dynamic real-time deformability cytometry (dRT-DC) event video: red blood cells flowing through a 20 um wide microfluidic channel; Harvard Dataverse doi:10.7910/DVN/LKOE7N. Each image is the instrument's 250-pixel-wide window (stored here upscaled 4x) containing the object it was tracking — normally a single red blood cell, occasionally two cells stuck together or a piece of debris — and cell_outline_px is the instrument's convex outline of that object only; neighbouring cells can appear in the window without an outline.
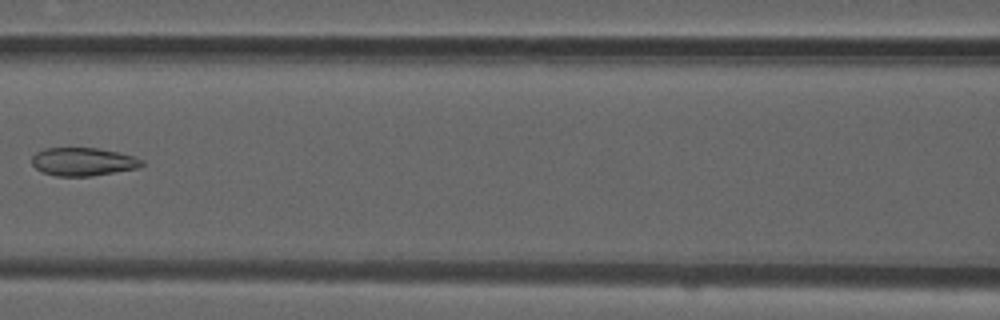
{"species": "common noctule bat (a hibernating species)", "species_latin": "Nyctalus noctula", "temperature_condition": "room temperature", "stored_images_in_passage": 6, "camera_frame_rate_fps": 3000, "um_per_image_px": 0.085, "animal": {"sex": "male", "forearm_length_mm": 52.5}, "frame": {"image": 1, "passage_image": 5, "time_ms": 1.333, "image_size_px": [1000, 320], "cell_outline_px": [[144, 164], [136, 168], [92, 176], [56, 176], [44, 172], [36, 168], [32, 164], [32, 156], [36, 152], [44, 148], [100, 148], [132, 156], [144, 160]], "centroid_in_image_um": [7.04, 13.74], "position_along_channel_um": 159.6, "area_um2": 17.92}}
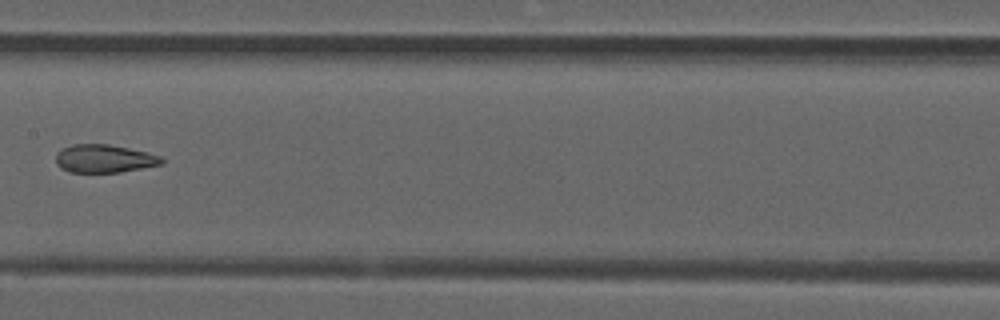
{"frame": {"image": 2, "passage_image": 6, "time_ms": 1.667, "image_size_px": [1000, 320], "cell_outline_px": [[164, 164], [120, 172], [68, 172], [60, 168], [56, 164], [56, 152], [72, 144], [108, 144], [128, 148], [160, 156], [164, 160]], "centroid_in_image_um": [8.83, 13.49], "position_along_channel_um": 198.6, "area_um2": 17.28}}